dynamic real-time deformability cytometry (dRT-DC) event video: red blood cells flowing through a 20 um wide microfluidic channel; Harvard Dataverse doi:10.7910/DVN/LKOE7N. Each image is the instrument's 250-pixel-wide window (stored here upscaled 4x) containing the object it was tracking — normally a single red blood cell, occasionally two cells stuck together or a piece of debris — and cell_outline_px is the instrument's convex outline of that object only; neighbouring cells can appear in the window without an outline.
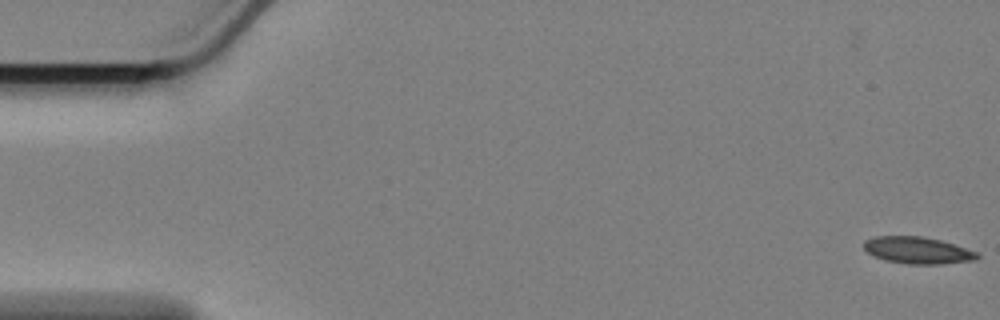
{"species": "Egyptian fruit bat (a non-hibernating species)", "species_latin": "Rousettus aegyptiacus", "temperature_condition": "cold", "stored_images_in_passage": 39, "camera_frame_rate_fps": 3000, "um_per_image_px": 0.085, "animal": {"sex": "female"}, "frame": {"image": 1, "passage_image": 1, "time_ms": 0.0, "image_size_px": [1000, 320], "cell_outline_px": [[980, 256], [976, 260], [940, 264], [908, 264], [884, 260], [868, 252], [864, 248], [864, 240], [876, 236], [920, 236], [940, 240], [976, 252]], "centroid_in_image_um": [77.98, 21.28], "position_along_channel_um": 7.0, "area_um2": 17.51}}
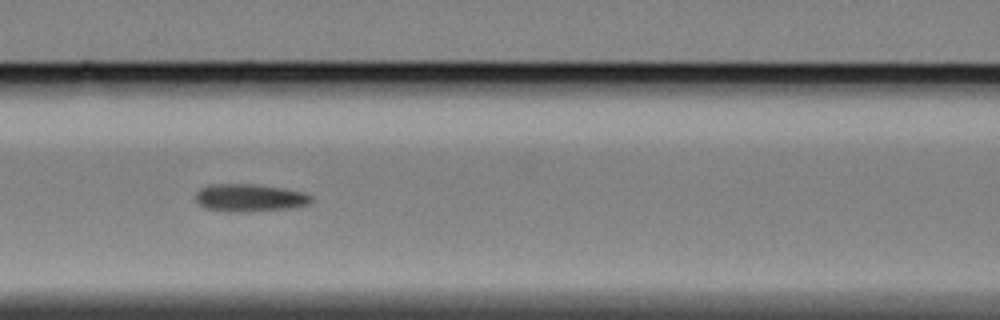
{"frame": {"image": 2, "passage_image": 25, "time_ms": 8.0, "image_size_px": [1000, 320], "cell_outline_px": [[312, 200], [308, 204], [296, 208], [248, 212], [232, 212], [204, 208], [196, 200], [196, 192], [200, 188], [208, 184], [256, 184], [284, 188], [304, 192], [312, 196]], "centroid_in_image_um": [21.24, 16.81], "position_along_channel_um": 145.4, "area_um2": 18.96}}
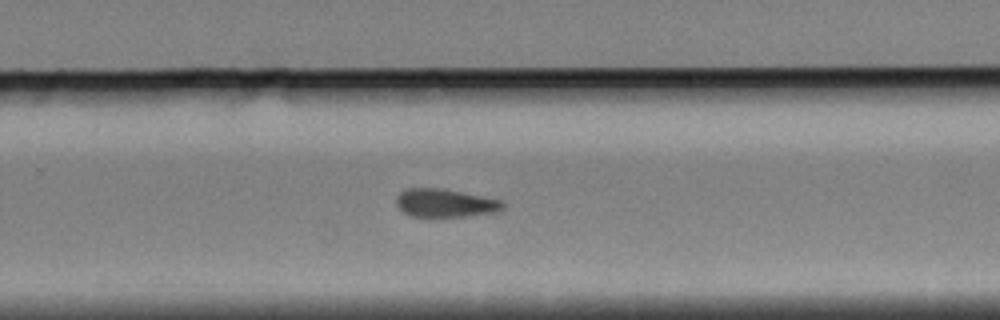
{"frame": {"image": 3, "passage_image": 38, "time_ms": 12.333, "image_size_px": [1000, 320], "cell_outline_px": [[504, 208], [496, 212], [468, 216], [408, 216], [396, 204], [396, 196], [400, 192], [408, 188], [444, 188], [500, 200], [504, 204]], "centroid_in_image_um": [37.82, 17.25], "position_along_channel_um": 292.0, "area_um2": 17.46}}